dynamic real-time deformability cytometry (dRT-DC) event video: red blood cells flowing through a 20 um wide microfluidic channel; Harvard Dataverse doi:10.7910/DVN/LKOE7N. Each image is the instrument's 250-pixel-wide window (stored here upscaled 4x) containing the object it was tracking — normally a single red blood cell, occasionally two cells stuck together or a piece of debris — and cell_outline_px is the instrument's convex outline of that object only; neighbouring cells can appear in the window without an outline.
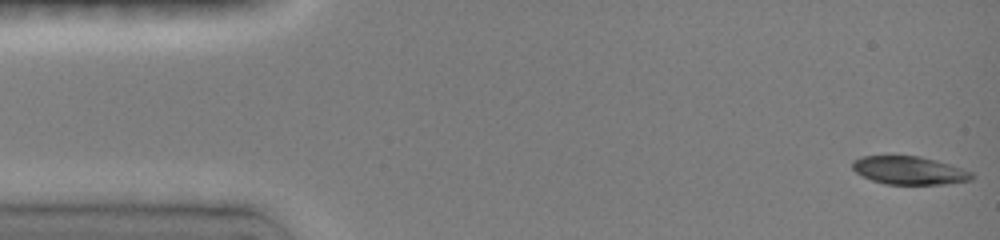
{"species": "common noctule bat (a hibernating species)", "species_latin": "Nyctalus noctula", "temperature_condition": "room temperature", "stored_images_in_passage": 37, "camera_frame_rate_fps": 3000, "um_per_image_px": 0.085, "animal": {"sex": "female", "body_mass_g": 19.0, "forearm_length_mm": 51.5}, "frame": {"image": 1, "passage_image": 1, "time_ms": 0.0, "image_size_px": [1000, 240], "cell_outline_px": [[976, 176], [972, 180], [948, 184], [884, 184], [872, 180], [856, 172], [852, 168], [852, 160], [864, 156], [920, 156], [936, 160], [972, 172]], "centroid_in_image_um": [77.31, 14.49], "position_along_channel_um": 7.7, "area_um2": 19.54}}
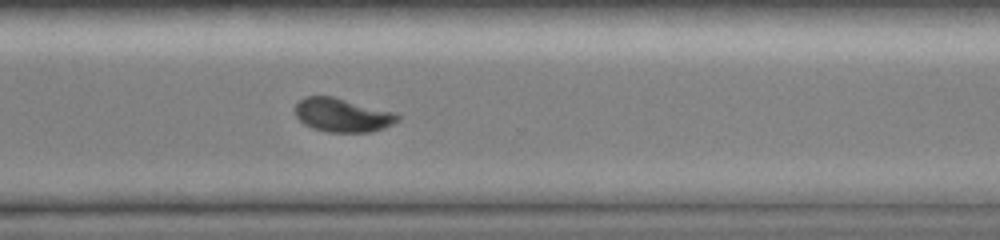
{"frame": {"image": 2, "passage_image": 27, "time_ms": 11.333, "image_size_px": [1000, 240], "cell_outline_px": [[400, 120], [384, 128], [372, 132], [328, 132], [312, 128], [304, 124], [296, 116], [296, 104], [304, 96], [332, 96], [396, 112], [400, 116]], "centroid_in_image_um": [29.13, 9.78], "position_along_channel_um": 341.5, "area_um2": 20.23}}
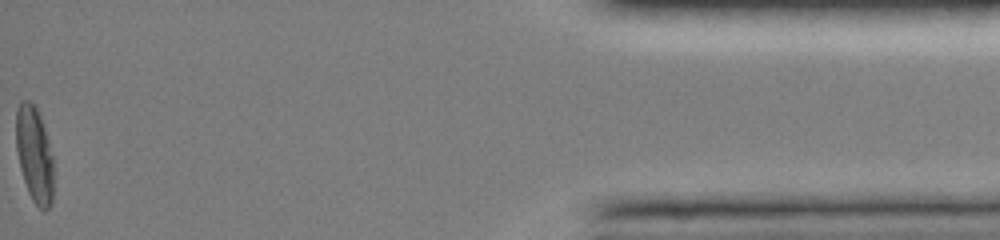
{"frame": {"image": 3, "passage_image": 37, "time_ms": 15.667, "image_size_px": [1000, 240], "cell_outline_px": [[52, 204], [44, 212], [32, 200], [28, 192], [20, 168], [16, 148], [16, 108], [20, 100], [32, 100], [40, 116], [48, 140], [52, 156]], "centroid_in_image_um": [2.9, 13.1], "position_along_channel_um": 432.3, "area_um2": 20.92}, "authors_computed_cell_mechanics": {"area_um2": 20.6924, "velocity_mm_per_s": 4.0009, "shape_relaxation_time_tau1_ms": 3.6944, "shape_relaxation_time_tau2_ms": null, "deformation_change_tau1": 0.1581, "deformation_change_tau2": null}}